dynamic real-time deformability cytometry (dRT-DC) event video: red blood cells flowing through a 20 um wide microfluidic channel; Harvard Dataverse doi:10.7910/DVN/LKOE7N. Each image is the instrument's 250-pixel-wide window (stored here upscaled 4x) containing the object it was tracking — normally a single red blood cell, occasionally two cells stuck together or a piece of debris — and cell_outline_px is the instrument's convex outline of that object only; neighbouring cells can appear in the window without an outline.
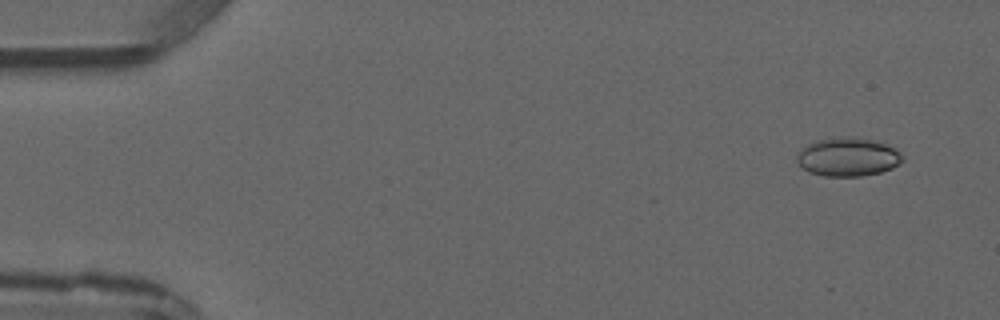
{"species": "common noctule bat (a hibernating species)", "species_latin": "Nyctalus noctula", "temperature_condition": "warm", "stored_images_in_passage": 6, "camera_frame_rate_fps": 3000, "um_per_image_px": 0.085, "animal": {"sex": "male", "forearm_length_mm": 52.5}, "frame": {"image": 1, "passage_image": 1, "time_ms": 0.0, "image_size_px": [1000, 320], "cell_outline_px": [[904, 160], [900, 164], [892, 168], [880, 172], [860, 176], [824, 176], [808, 172], [796, 160], [796, 156], [808, 144], [820, 140], [844, 136], [852, 136], [872, 140], [884, 144], [900, 152], [904, 156]], "centroid_in_image_um": [72.1, 13.35], "position_along_channel_um": 12.9, "area_um2": 23.52}}
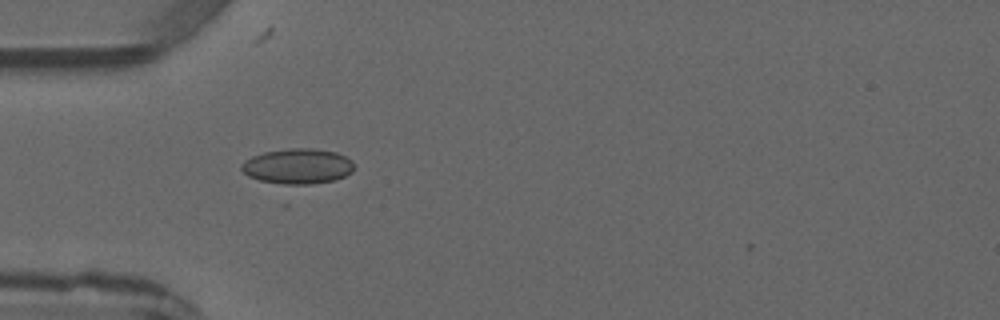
{"frame": {"image": 2, "passage_image": 4, "time_ms": 3.667, "image_size_px": [1000, 320], "cell_outline_px": [[352, 172], [344, 176], [332, 180], [312, 184], [284, 184], [260, 180], [248, 176], [240, 168], [240, 164], [244, 160], [252, 156], [264, 152], [288, 148], [312, 148], [336, 152], [352, 160]], "centroid_in_image_um": [25.27, 14.12], "position_along_channel_um": 59.7, "area_um2": 23.06}}
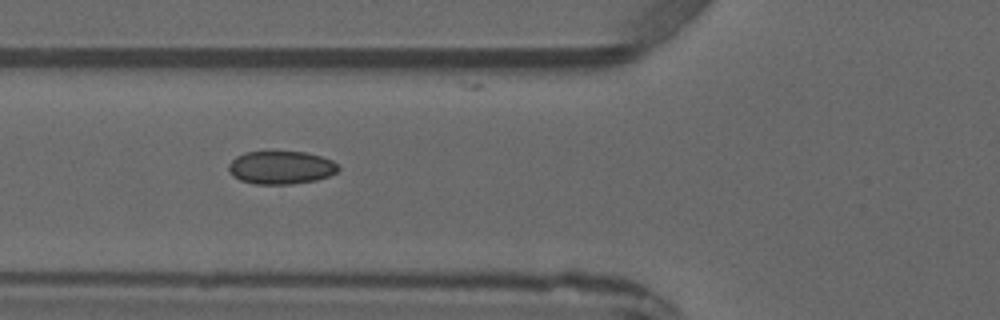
{"frame": {"image": 3, "passage_image": 5, "time_ms": 4.667, "image_size_px": [1000, 320], "cell_outline_px": [[340, 168], [336, 172], [328, 176], [316, 180], [292, 184], [252, 184], [240, 180], [232, 176], [228, 172], [228, 164], [236, 156], [244, 152], [304, 152], [320, 156], [332, 160]], "centroid_in_image_um": [23.84, 14.25], "position_along_channel_um": 102.0, "area_um2": 21.21}}